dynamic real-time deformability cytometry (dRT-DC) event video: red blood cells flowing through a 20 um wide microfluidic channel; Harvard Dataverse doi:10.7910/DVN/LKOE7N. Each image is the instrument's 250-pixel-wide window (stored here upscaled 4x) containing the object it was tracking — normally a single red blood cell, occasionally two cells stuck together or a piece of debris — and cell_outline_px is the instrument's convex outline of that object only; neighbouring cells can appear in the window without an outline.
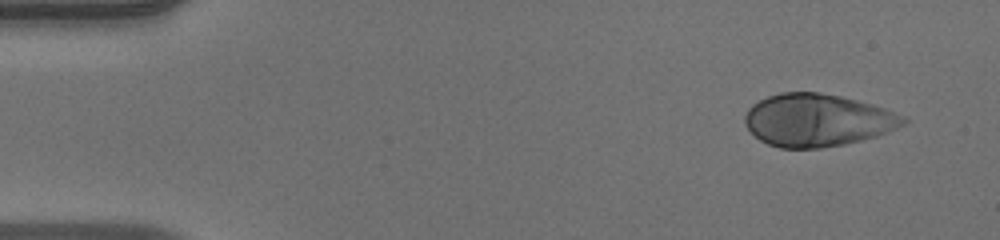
{"species": "human", "species_latin": "Homo sapiens", "temperature_condition": "warm", "stored_images_in_passage": 48, "camera_frame_rate_fps": 3000, "um_per_image_px": 0.085, "donor": {"sex": "male"}, "frame": {"image": 1, "passage_image": 1, "time_ms": 0.0, "image_size_px": [1000, 240], "cell_outline_px": [[908, 120], [904, 124], [888, 132], [876, 136], [844, 144], [820, 148], [780, 148], [768, 144], [760, 140], [744, 124], [744, 116], [748, 108], [752, 104], [768, 96], [780, 92], [816, 92], [840, 96], [872, 104], [884, 108]], "centroid_in_image_um": [69.43, 10.21], "position_along_channel_um": 15.6, "area_um2": 48.21}}
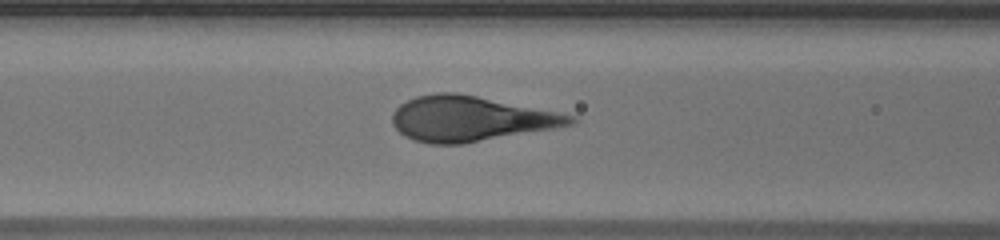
{"frame": {"image": 2, "passage_image": 18, "time_ms": 5.667, "image_size_px": [1000, 240], "cell_outline_px": [[580, 120], [572, 124], [552, 128], [464, 144], [428, 144], [412, 140], [404, 136], [392, 124], [392, 112], [400, 104], [416, 96], [436, 92], [456, 92], [576, 116]], "centroid_in_image_um": [39.92, 10.1], "position_along_channel_um": 126.7, "area_um2": 46.59}}
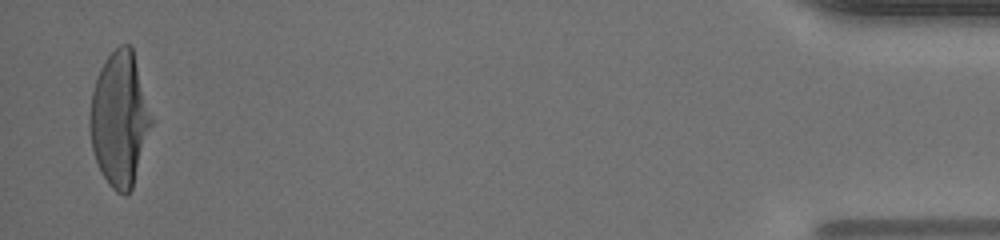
{"frame": {"image": 3, "passage_image": 47, "time_ms": 15.333, "image_size_px": [1000, 240], "cell_outline_px": [[152, 124], [132, 188], [128, 196], [124, 196], [116, 192], [108, 184], [100, 172], [92, 148], [88, 124], [88, 120], [92, 92], [96, 76], [104, 60], [120, 44], [128, 44], [132, 48], [152, 120]], "centroid_in_image_um": [10.13, 10.16], "position_along_channel_um": 425.1, "area_um2": 47.86}}